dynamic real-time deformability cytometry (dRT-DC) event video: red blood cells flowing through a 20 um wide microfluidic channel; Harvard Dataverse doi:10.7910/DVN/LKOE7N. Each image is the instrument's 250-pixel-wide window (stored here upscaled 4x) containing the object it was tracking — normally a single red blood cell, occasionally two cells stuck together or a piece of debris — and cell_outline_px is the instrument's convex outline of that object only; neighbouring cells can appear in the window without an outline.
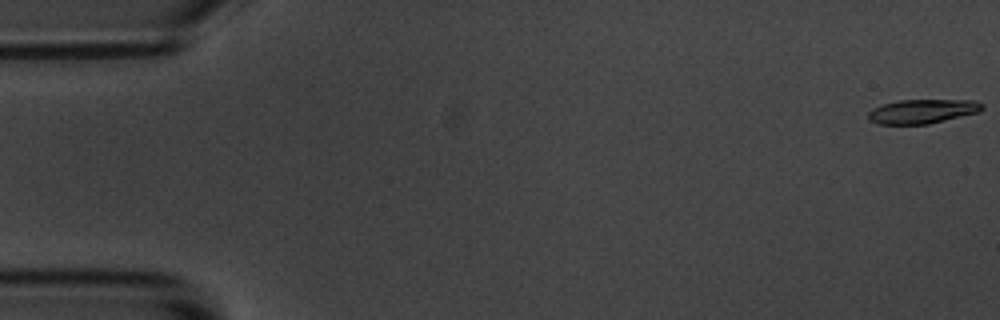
{"species": "common noctule bat (a hibernating species)", "species_latin": "Nyctalus noctula", "temperature_condition": "room temperature", "stored_images_in_passage": 16, "camera_frame_rate_fps": 3000, "um_per_image_px": 0.085, "animal": {"sex": "male", "body_mass_g": 20.1, "forearm_length_mm": 53.5}, "frame": {"image": 1, "passage_image": 1, "time_ms": 0.0, "image_size_px": [1000, 320], "cell_outline_px": [[984, 108], [976, 112], [928, 124], [880, 124], [868, 120], [868, 112], [872, 108], [884, 104], [900, 100], [976, 100], [984, 104]], "centroid_in_image_um": [78.38, 9.45], "position_along_channel_um": 6.6, "area_um2": 15.9}}
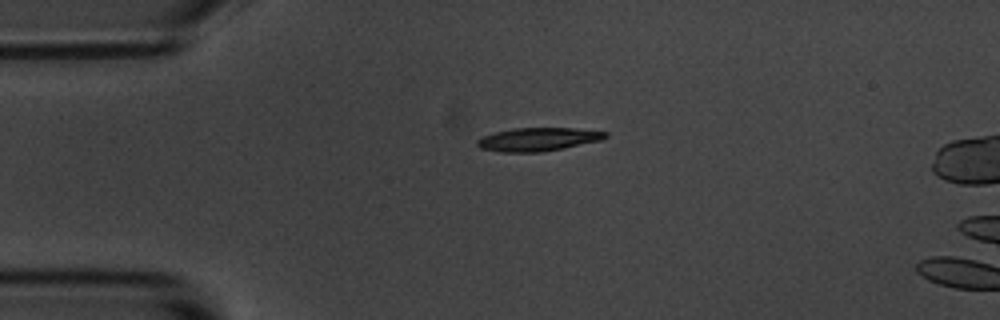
{"frame": {"image": 2, "passage_image": 13, "time_ms": 4.0, "image_size_px": [1000, 320], "cell_outline_px": [[608, 136], [600, 140], [564, 148], [540, 152], [500, 152], [480, 148], [476, 144], [476, 140], [484, 136], [496, 132], [516, 128], [572, 128], [608, 132]], "centroid_in_image_um": [45.72, 11.85], "position_along_channel_um": 39.3, "area_um2": 17.28}}